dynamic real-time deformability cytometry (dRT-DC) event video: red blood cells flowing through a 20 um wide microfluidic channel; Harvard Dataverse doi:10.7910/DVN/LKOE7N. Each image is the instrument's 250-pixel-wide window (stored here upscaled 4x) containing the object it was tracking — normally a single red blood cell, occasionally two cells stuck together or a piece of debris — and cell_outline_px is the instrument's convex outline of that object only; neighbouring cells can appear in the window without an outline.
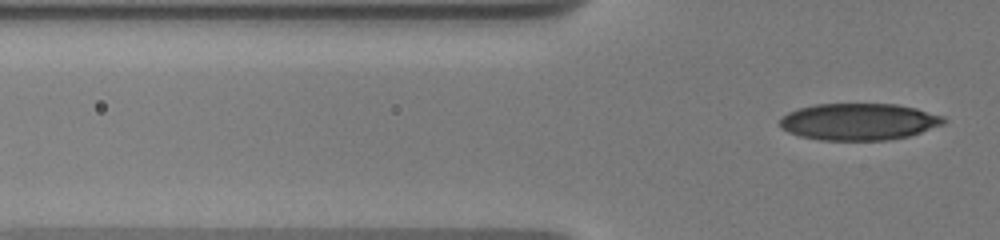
{"species": "human", "species_latin": "Homo sapiens", "temperature_condition": "warm", "stored_images_in_passage": 5, "segment_of_instrument_passage": [2, 2], "camera_frame_rate_fps": 3000, "um_per_image_px": 0.085, "donor": {"sex": "male"}, "frame": {"image": 1, "passage_image": 5, "time_ms": 4.333, "image_size_px": [1000, 240], "cell_outline_px": [[948, 120], [944, 124], [908, 136], [888, 140], [820, 140], [800, 136], [788, 132], [780, 124], [780, 120], [788, 112], [812, 104], [896, 104], [916, 108], [944, 116]], "centroid_in_image_um": [73.03, 10.34], "position_along_channel_um": 52.8, "area_um2": 35.08}}